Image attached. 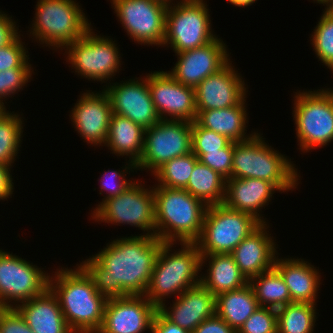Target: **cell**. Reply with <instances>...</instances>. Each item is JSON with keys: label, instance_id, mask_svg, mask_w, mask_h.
<instances>
[{"label": "cell", "instance_id": "cell-1", "mask_svg": "<svg viewBox=\"0 0 333 333\" xmlns=\"http://www.w3.org/2000/svg\"><path fill=\"white\" fill-rule=\"evenodd\" d=\"M162 245L156 236L120 237L79 265L107 299L144 295Z\"/></svg>", "mask_w": 333, "mask_h": 333}, {"label": "cell", "instance_id": "cell-2", "mask_svg": "<svg viewBox=\"0 0 333 333\" xmlns=\"http://www.w3.org/2000/svg\"><path fill=\"white\" fill-rule=\"evenodd\" d=\"M56 270L49 276V288L59 301L68 327L73 333H97L108 299L96 290L92 278L79 264L73 269L62 266Z\"/></svg>", "mask_w": 333, "mask_h": 333}, {"label": "cell", "instance_id": "cell-3", "mask_svg": "<svg viewBox=\"0 0 333 333\" xmlns=\"http://www.w3.org/2000/svg\"><path fill=\"white\" fill-rule=\"evenodd\" d=\"M153 190L156 237L162 242L195 243L208 206L185 189L153 186Z\"/></svg>", "mask_w": 333, "mask_h": 333}, {"label": "cell", "instance_id": "cell-4", "mask_svg": "<svg viewBox=\"0 0 333 333\" xmlns=\"http://www.w3.org/2000/svg\"><path fill=\"white\" fill-rule=\"evenodd\" d=\"M175 244L163 242L144 294L157 308L166 303L165 298L173 295L177 298L187 289L201 284V254L197 244L181 242V248L173 249V252Z\"/></svg>", "mask_w": 333, "mask_h": 333}, {"label": "cell", "instance_id": "cell-5", "mask_svg": "<svg viewBox=\"0 0 333 333\" xmlns=\"http://www.w3.org/2000/svg\"><path fill=\"white\" fill-rule=\"evenodd\" d=\"M258 131L249 139L234 142L231 178H256L273 183L280 192L293 191L300 180L291 158L265 142Z\"/></svg>", "mask_w": 333, "mask_h": 333}, {"label": "cell", "instance_id": "cell-6", "mask_svg": "<svg viewBox=\"0 0 333 333\" xmlns=\"http://www.w3.org/2000/svg\"><path fill=\"white\" fill-rule=\"evenodd\" d=\"M80 7L76 0H38L29 35L43 47L62 51L91 28Z\"/></svg>", "mask_w": 333, "mask_h": 333}, {"label": "cell", "instance_id": "cell-7", "mask_svg": "<svg viewBox=\"0 0 333 333\" xmlns=\"http://www.w3.org/2000/svg\"><path fill=\"white\" fill-rule=\"evenodd\" d=\"M333 88L294 92L292 117L302 153L333 141Z\"/></svg>", "mask_w": 333, "mask_h": 333}, {"label": "cell", "instance_id": "cell-8", "mask_svg": "<svg viewBox=\"0 0 333 333\" xmlns=\"http://www.w3.org/2000/svg\"><path fill=\"white\" fill-rule=\"evenodd\" d=\"M207 6L204 0H176L168 5L162 47H171L176 54L213 41L217 35Z\"/></svg>", "mask_w": 333, "mask_h": 333}, {"label": "cell", "instance_id": "cell-9", "mask_svg": "<svg viewBox=\"0 0 333 333\" xmlns=\"http://www.w3.org/2000/svg\"><path fill=\"white\" fill-rule=\"evenodd\" d=\"M261 223L253 216L224 204L207 207L200 237L195 242L201 255L231 254Z\"/></svg>", "mask_w": 333, "mask_h": 333}, {"label": "cell", "instance_id": "cell-10", "mask_svg": "<svg viewBox=\"0 0 333 333\" xmlns=\"http://www.w3.org/2000/svg\"><path fill=\"white\" fill-rule=\"evenodd\" d=\"M95 33L91 27L80 39L63 49L64 55L67 56L66 62L71 64L69 67L81 78L108 85L107 81L122 70V57L115 39Z\"/></svg>", "mask_w": 333, "mask_h": 333}, {"label": "cell", "instance_id": "cell-11", "mask_svg": "<svg viewBox=\"0 0 333 333\" xmlns=\"http://www.w3.org/2000/svg\"><path fill=\"white\" fill-rule=\"evenodd\" d=\"M135 182L121 194L104 201L91 214L95 222L130 225L143 230V235L156 236L154 190ZM147 232V233H146Z\"/></svg>", "mask_w": 333, "mask_h": 333}, {"label": "cell", "instance_id": "cell-12", "mask_svg": "<svg viewBox=\"0 0 333 333\" xmlns=\"http://www.w3.org/2000/svg\"><path fill=\"white\" fill-rule=\"evenodd\" d=\"M192 152V122L160 120L145 129L144 148L137 170L151 171L153 175L161 166L176 157Z\"/></svg>", "mask_w": 333, "mask_h": 333}, {"label": "cell", "instance_id": "cell-13", "mask_svg": "<svg viewBox=\"0 0 333 333\" xmlns=\"http://www.w3.org/2000/svg\"><path fill=\"white\" fill-rule=\"evenodd\" d=\"M50 274L24 258L0 249V308H16L41 295L49 287Z\"/></svg>", "mask_w": 333, "mask_h": 333}, {"label": "cell", "instance_id": "cell-14", "mask_svg": "<svg viewBox=\"0 0 333 333\" xmlns=\"http://www.w3.org/2000/svg\"><path fill=\"white\" fill-rule=\"evenodd\" d=\"M118 21L135 43L162 46L168 5L157 0H110Z\"/></svg>", "mask_w": 333, "mask_h": 333}, {"label": "cell", "instance_id": "cell-15", "mask_svg": "<svg viewBox=\"0 0 333 333\" xmlns=\"http://www.w3.org/2000/svg\"><path fill=\"white\" fill-rule=\"evenodd\" d=\"M104 86L103 90L109 97L112 113L127 117L144 129L161 120L151 98L147 75Z\"/></svg>", "mask_w": 333, "mask_h": 333}, {"label": "cell", "instance_id": "cell-16", "mask_svg": "<svg viewBox=\"0 0 333 333\" xmlns=\"http://www.w3.org/2000/svg\"><path fill=\"white\" fill-rule=\"evenodd\" d=\"M148 87L161 120H196L195 89L176 81L167 71L147 74Z\"/></svg>", "mask_w": 333, "mask_h": 333}, {"label": "cell", "instance_id": "cell-17", "mask_svg": "<svg viewBox=\"0 0 333 333\" xmlns=\"http://www.w3.org/2000/svg\"><path fill=\"white\" fill-rule=\"evenodd\" d=\"M226 43L218 38L204 46L176 53L177 62L167 71L176 81L196 88L206 77L223 68L231 59Z\"/></svg>", "mask_w": 333, "mask_h": 333}, {"label": "cell", "instance_id": "cell-18", "mask_svg": "<svg viewBox=\"0 0 333 333\" xmlns=\"http://www.w3.org/2000/svg\"><path fill=\"white\" fill-rule=\"evenodd\" d=\"M158 308L144 295L110 298L97 333H144L150 331Z\"/></svg>", "mask_w": 333, "mask_h": 333}, {"label": "cell", "instance_id": "cell-19", "mask_svg": "<svg viewBox=\"0 0 333 333\" xmlns=\"http://www.w3.org/2000/svg\"><path fill=\"white\" fill-rule=\"evenodd\" d=\"M90 91L87 90L79 95L69 116L80 137L90 146L98 147L105 145L112 108L109 97L103 89L102 92L96 93Z\"/></svg>", "mask_w": 333, "mask_h": 333}, {"label": "cell", "instance_id": "cell-20", "mask_svg": "<svg viewBox=\"0 0 333 333\" xmlns=\"http://www.w3.org/2000/svg\"><path fill=\"white\" fill-rule=\"evenodd\" d=\"M232 62L206 77L195 88L197 113L236 106L247 96L245 80Z\"/></svg>", "mask_w": 333, "mask_h": 333}, {"label": "cell", "instance_id": "cell-21", "mask_svg": "<svg viewBox=\"0 0 333 333\" xmlns=\"http://www.w3.org/2000/svg\"><path fill=\"white\" fill-rule=\"evenodd\" d=\"M172 302L170 307L163 303L158 311L191 333L200 323L216 315V296L202 284L187 289Z\"/></svg>", "mask_w": 333, "mask_h": 333}, {"label": "cell", "instance_id": "cell-22", "mask_svg": "<svg viewBox=\"0 0 333 333\" xmlns=\"http://www.w3.org/2000/svg\"><path fill=\"white\" fill-rule=\"evenodd\" d=\"M269 224L261 223L231 253L240 272L251 278L274 267L278 244L269 234ZM268 229V231H267Z\"/></svg>", "mask_w": 333, "mask_h": 333}, {"label": "cell", "instance_id": "cell-23", "mask_svg": "<svg viewBox=\"0 0 333 333\" xmlns=\"http://www.w3.org/2000/svg\"><path fill=\"white\" fill-rule=\"evenodd\" d=\"M276 191L280 192L273 183L263 179L228 178L223 204L230 209L253 216L260 223H268L261 213L263 207L269 205Z\"/></svg>", "mask_w": 333, "mask_h": 333}, {"label": "cell", "instance_id": "cell-24", "mask_svg": "<svg viewBox=\"0 0 333 333\" xmlns=\"http://www.w3.org/2000/svg\"><path fill=\"white\" fill-rule=\"evenodd\" d=\"M274 267L283 277L292 302L317 303L321 273L303 258L276 257Z\"/></svg>", "mask_w": 333, "mask_h": 333}, {"label": "cell", "instance_id": "cell-25", "mask_svg": "<svg viewBox=\"0 0 333 333\" xmlns=\"http://www.w3.org/2000/svg\"><path fill=\"white\" fill-rule=\"evenodd\" d=\"M34 333H73L68 327L56 295L48 287L15 308Z\"/></svg>", "mask_w": 333, "mask_h": 333}, {"label": "cell", "instance_id": "cell-26", "mask_svg": "<svg viewBox=\"0 0 333 333\" xmlns=\"http://www.w3.org/2000/svg\"><path fill=\"white\" fill-rule=\"evenodd\" d=\"M246 98L238 105L229 108L199 111L195 122L203 128L228 137L233 142L247 140L256 132L246 135L248 127Z\"/></svg>", "mask_w": 333, "mask_h": 333}, {"label": "cell", "instance_id": "cell-27", "mask_svg": "<svg viewBox=\"0 0 333 333\" xmlns=\"http://www.w3.org/2000/svg\"><path fill=\"white\" fill-rule=\"evenodd\" d=\"M208 260L207 273L201 274V284L214 296L240 289L249 283L231 254L201 255V269Z\"/></svg>", "mask_w": 333, "mask_h": 333}, {"label": "cell", "instance_id": "cell-28", "mask_svg": "<svg viewBox=\"0 0 333 333\" xmlns=\"http://www.w3.org/2000/svg\"><path fill=\"white\" fill-rule=\"evenodd\" d=\"M145 129L122 115L112 113L105 142L106 147L118 156L129 157L137 164L144 148Z\"/></svg>", "mask_w": 333, "mask_h": 333}, {"label": "cell", "instance_id": "cell-29", "mask_svg": "<svg viewBox=\"0 0 333 333\" xmlns=\"http://www.w3.org/2000/svg\"><path fill=\"white\" fill-rule=\"evenodd\" d=\"M259 307L249 283L216 296V315L236 331Z\"/></svg>", "mask_w": 333, "mask_h": 333}, {"label": "cell", "instance_id": "cell-30", "mask_svg": "<svg viewBox=\"0 0 333 333\" xmlns=\"http://www.w3.org/2000/svg\"><path fill=\"white\" fill-rule=\"evenodd\" d=\"M225 188L226 179L198 160L184 189L207 206H211L223 204Z\"/></svg>", "mask_w": 333, "mask_h": 333}, {"label": "cell", "instance_id": "cell-31", "mask_svg": "<svg viewBox=\"0 0 333 333\" xmlns=\"http://www.w3.org/2000/svg\"><path fill=\"white\" fill-rule=\"evenodd\" d=\"M249 284L261 307L277 310L292 303L288 287L275 267L251 278Z\"/></svg>", "mask_w": 333, "mask_h": 333}, {"label": "cell", "instance_id": "cell-32", "mask_svg": "<svg viewBox=\"0 0 333 333\" xmlns=\"http://www.w3.org/2000/svg\"><path fill=\"white\" fill-rule=\"evenodd\" d=\"M315 304L292 302L276 310L277 333H314Z\"/></svg>", "mask_w": 333, "mask_h": 333}, {"label": "cell", "instance_id": "cell-33", "mask_svg": "<svg viewBox=\"0 0 333 333\" xmlns=\"http://www.w3.org/2000/svg\"><path fill=\"white\" fill-rule=\"evenodd\" d=\"M24 117L6 108L0 113V164L12 167L21 147Z\"/></svg>", "mask_w": 333, "mask_h": 333}, {"label": "cell", "instance_id": "cell-34", "mask_svg": "<svg viewBox=\"0 0 333 333\" xmlns=\"http://www.w3.org/2000/svg\"><path fill=\"white\" fill-rule=\"evenodd\" d=\"M197 161L198 158L192 152L173 158L153 174L155 180L158 182L154 186L184 189Z\"/></svg>", "mask_w": 333, "mask_h": 333}, {"label": "cell", "instance_id": "cell-35", "mask_svg": "<svg viewBox=\"0 0 333 333\" xmlns=\"http://www.w3.org/2000/svg\"><path fill=\"white\" fill-rule=\"evenodd\" d=\"M313 31L310 41L316 57L333 71V7H325Z\"/></svg>", "mask_w": 333, "mask_h": 333}, {"label": "cell", "instance_id": "cell-36", "mask_svg": "<svg viewBox=\"0 0 333 333\" xmlns=\"http://www.w3.org/2000/svg\"><path fill=\"white\" fill-rule=\"evenodd\" d=\"M126 165L123 166L122 170H108L105 171L103 175H101V180L98 181L101 182L100 184V190L99 194L102 195L103 191H106L104 198L102 201L96 206V208H93L95 211L104 201L113 198L122 192H124L128 187H130L135 180H127L126 176L127 174L130 175V171L135 172L137 171L136 164L132 163L131 161L125 162ZM129 172V173H128Z\"/></svg>", "mask_w": 333, "mask_h": 333}, {"label": "cell", "instance_id": "cell-37", "mask_svg": "<svg viewBox=\"0 0 333 333\" xmlns=\"http://www.w3.org/2000/svg\"><path fill=\"white\" fill-rule=\"evenodd\" d=\"M32 74H34L33 67L12 68L0 72V105L2 107L6 108L4 104L7 103L5 101L7 97H14V94L23 90L24 86L33 79Z\"/></svg>", "mask_w": 333, "mask_h": 333}, {"label": "cell", "instance_id": "cell-38", "mask_svg": "<svg viewBox=\"0 0 333 333\" xmlns=\"http://www.w3.org/2000/svg\"><path fill=\"white\" fill-rule=\"evenodd\" d=\"M231 142L228 137L192 122V153L220 151Z\"/></svg>", "mask_w": 333, "mask_h": 333}, {"label": "cell", "instance_id": "cell-39", "mask_svg": "<svg viewBox=\"0 0 333 333\" xmlns=\"http://www.w3.org/2000/svg\"><path fill=\"white\" fill-rule=\"evenodd\" d=\"M19 33L10 43L0 47V72L12 68H31L25 43ZM25 45V46H24Z\"/></svg>", "mask_w": 333, "mask_h": 333}, {"label": "cell", "instance_id": "cell-40", "mask_svg": "<svg viewBox=\"0 0 333 333\" xmlns=\"http://www.w3.org/2000/svg\"><path fill=\"white\" fill-rule=\"evenodd\" d=\"M237 333H277L276 309L260 306Z\"/></svg>", "mask_w": 333, "mask_h": 333}, {"label": "cell", "instance_id": "cell-41", "mask_svg": "<svg viewBox=\"0 0 333 333\" xmlns=\"http://www.w3.org/2000/svg\"><path fill=\"white\" fill-rule=\"evenodd\" d=\"M233 152L234 142L232 141L227 147L220 149V151L193 154L201 163L218 172L227 180L232 175Z\"/></svg>", "mask_w": 333, "mask_h": 333}, {"label": "cell", "instance_id": "cell-42", "mask_svg": "<svg viewBox=\"0 0 333 333\" xmlns=\"http://www.w3.org/2000/svg\"><path fill=\"white\" fill-rule=\"evenodd\" d=\"M1 333H34L15 308H0Z\"/></svg>", "mask_w": 333, "mask_h": 333}, {"label": "cell", "instance_id": "cell-43", "mask_svg": "<svg viewBox=\"0 0 333 333\" xmlns=\"http://www.w3.org/2000/svg\"><path fill=\"white\" fill-rule=\"evenodd\" d=\"M13 20L12 16L0 10V47L6 46L21 32Z\"/></svg>", "mask_w": 333, "mask_h": 333}, {"label": "cell", "instance_id": "cell-44", "mask_svg": "<svg viewBox=\"0 0 333 333\" xmlns=\"http://www.w3.org/2000/svg\"><path fill=\"white\" fill-rule=\"evenodd\" d=\"M192 333H237V331L215 315L200 323Z\"/></svg>", "mask_w": 333, "mask_h": 333}, {"label": "cell", "instance_id": "cell-45", "mask_svg": "<svg viewBox=\"0 0 333 333\" xmlns=\"http://www.w3.org/2000/svg\"><path fill=\"white\" fill-rule=\"evenodd\" d=\"M151 333H191L188 330L171 323L159 311L154 315L151 324Z\"/></svg>", "mask_w": 333, "mask_h": 333}, {"label": "cell", "instance_id": "cell-46", "mask_svg": "<svg viewBox=\"0 0 333 333\" xmlns=\"http://www.w3.org/2000/svg\"><path fill=\"white\" fill-rule=\"evenodd\" d=\"M11 168L0 164V201L11 198L14 191V183L11 173Z\"/></svg>", "mask_w": 333, "mask_h": 333}, {"label": "cell", "instance_id": "cell-47", "mask_svg": "<svg viewBox=\"0 0 333 333\" xmlns=\"http://www.w3.org/2000/svg\"><path fill=\"white\" fill-rule=\"evenodd\" d=\"M235 7H248L251 6L253 3H255L257 0H226Z\"/></svg>", "mask_w": 333, "mask_h": 333}, {"label": "cell", "instance_id": "cell-48", "mask_svg": "<svg viewBox=\"0 0 333 333\" xmlns=\"http://www.w3.org/2000/svg\"><path fill=\"white\" fill-rule=\"evenodd\" d=\"M319 4H323L325 7H333V0H313Z\"/></svg>", "mask_w": 333, "mask_h": 333}, {"label": "cell", "instance_id": "cell-49", "mask_svg": "<svg viewBox=\"0 0 333 333\" xmlns=\"http://www.w3.org/2000/svg\"><path fill=\"white\" fill-rule=\"evenodd\" d=\"M157 1H160V2H162V3H164V4H167V5H170L171 3L173 4V1L174 0H157ZM180 1V0H179Z\"/></svg>", "mask_w": 333, "mask_h": 333}, {"label": "cell", "instance_id": "cell-50", "mask_svg": "<svg viewBox=\"0 0 333 333\" xmlns=\"http://www.w3.org/2000/svg\"><path fill=\"white\" fill-rule=\"evenodd\" d=\"M5 108L0 105V113L4 110Z\"/></svg>", "mask_w": 333, "mask_h": 333}]
</instances>
